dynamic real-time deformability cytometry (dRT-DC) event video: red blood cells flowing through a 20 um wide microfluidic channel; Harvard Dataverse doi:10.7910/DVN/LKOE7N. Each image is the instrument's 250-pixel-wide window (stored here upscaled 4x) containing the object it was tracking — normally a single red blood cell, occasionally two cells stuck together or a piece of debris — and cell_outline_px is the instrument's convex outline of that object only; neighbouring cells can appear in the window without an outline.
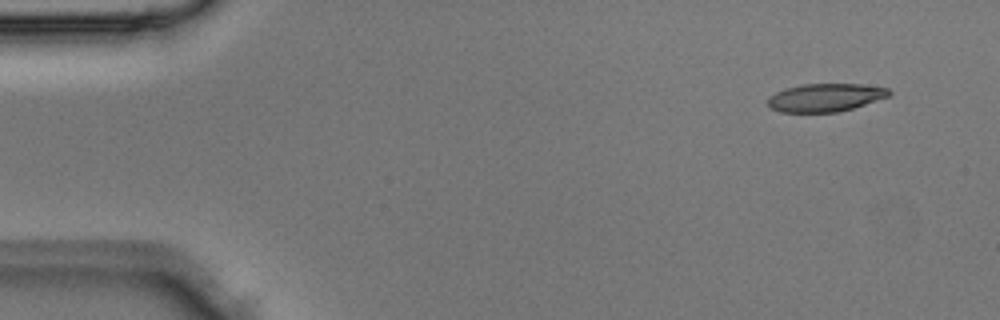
{"species": "Egyptian fruit bat (a non-hibernating species)", "species_latin": "Rousettus aegyptiacus", "temperature_condition": "room temperature", "stored_images_in_passage": 4, "camera_frame_rate_fps": 3000, "um_per_image_px": 0.085, "animal": {"sex": "male"}, "frame": {"image": 1, "passage_image": 1, "time_ms": 0.0, "image_size_px": [1000, 320], "cell_outline_px": [[892, 92], [888, 96], [852, 108], [836, 112], [780, 112], [772, 108], [768, 104], [768, 96], [784, 88], [800, 84], [860, 84], [888, 88]], "centroid_in_image_um": [70.11, 8.28], "position_along_channel_um": 14.9, "area_um2": 19.71}}
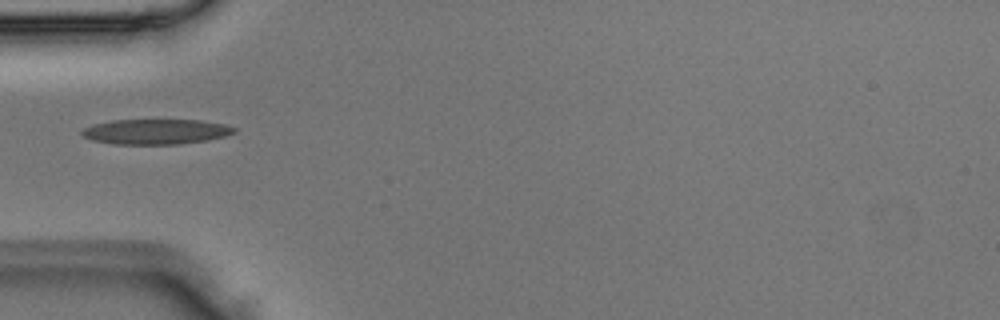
{"frame": {"image": 2, "passage_image": 4, "time_ms": 1.0, "image_size_px": [1000, 320], "cell_outline_px": [[236, 132], [224, 136], [208, 140], [176, 144], [112, 144], [92, 140], [84, 136], [80, 132], [84, 128], [92, 124], [112, 120], [200, 120], [224, 124], [236, 128]], "centroid_in_image_um": [13.23, 11.19], "position_along_channel_um": 71.8, "area_um2": 22.31}}